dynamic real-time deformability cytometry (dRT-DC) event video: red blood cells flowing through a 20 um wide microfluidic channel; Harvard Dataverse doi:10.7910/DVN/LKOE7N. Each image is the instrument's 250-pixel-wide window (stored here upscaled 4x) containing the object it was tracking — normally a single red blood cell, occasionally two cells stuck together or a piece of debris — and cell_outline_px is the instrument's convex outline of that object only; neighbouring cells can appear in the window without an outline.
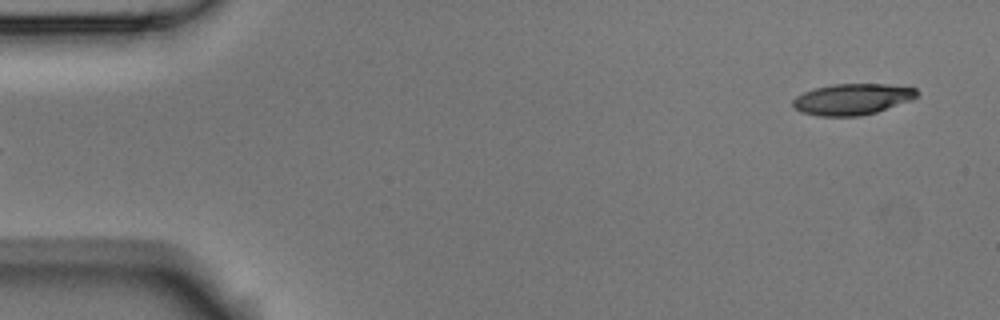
{"species": "Egyptian fruit bat (a non-hibernating species)", "species_latin": "Rousettus aegyptiacus", "temperature_condition": "room temperature", "stored_images_in_passage": 4, "segment_of_instrument_passage": [2, 2], "camera_frame_rate_fps": 3000, "um_per_image_px": 0.085, "animal": {"sex": "male"}, "frame": {"image": 1, "passage_image": 4, "time_ms": 1.0, "image_size_px": [1000, 320], "cell_outline_px": [[916, 96], [912, 100], [876, 112], [860, 116], [820, 116], [800, 112], [792, 104], [792, 100], [796, 96], [804, 92], [816, 88], [832, 84], [888, 84], [916, 88]], "centroid_in_image_um": [72.43, 8.43], "position_along_channel_um": 12.6, "area_um2": 22.43}}